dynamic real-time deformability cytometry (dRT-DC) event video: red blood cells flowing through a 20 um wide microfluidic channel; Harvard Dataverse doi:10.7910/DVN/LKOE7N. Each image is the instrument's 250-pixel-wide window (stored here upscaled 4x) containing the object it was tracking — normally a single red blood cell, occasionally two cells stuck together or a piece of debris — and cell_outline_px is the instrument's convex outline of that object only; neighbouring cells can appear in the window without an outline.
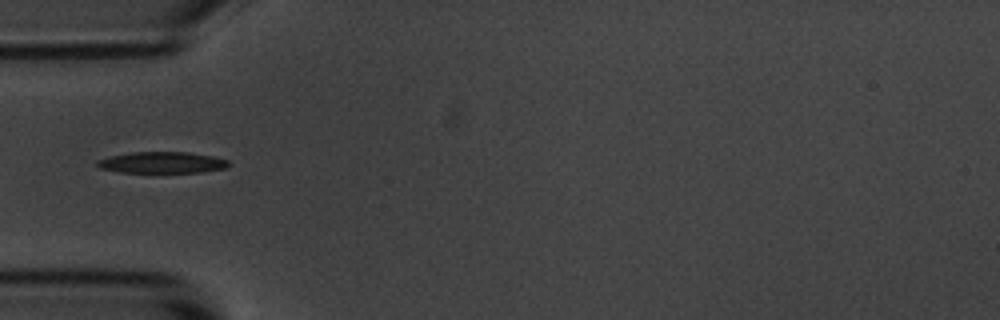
{"species": "common noctule bat (a hibernating species)", "species_latin": "Nyctalus noctula", "temperature_condition": "room temperature", "stored_images_in_passage": 5, "camera_frame_rate_fps": 3000, "um_per_image_px": 0.085, "animal": {"sex": "male", "body_mass_g": 20.1, "forearm_length_mm": 53.5}, "frame": {"image": 1, "passage_image": 4, "time_ms": 3.667, "image_size_px": [1000, 320], "cell_outline_px": [[232, 164], [228, 168], [200, 172], [120, 172], [100, 168], [96, 164], [96, 160], [108, 156], [132, 152], [188, 152], [212, 156], [228, 160]], "centroid_in_image_um": [13.79, 13.81], "position_along_channel_um": 71.2, "area_um2": 16.42}}